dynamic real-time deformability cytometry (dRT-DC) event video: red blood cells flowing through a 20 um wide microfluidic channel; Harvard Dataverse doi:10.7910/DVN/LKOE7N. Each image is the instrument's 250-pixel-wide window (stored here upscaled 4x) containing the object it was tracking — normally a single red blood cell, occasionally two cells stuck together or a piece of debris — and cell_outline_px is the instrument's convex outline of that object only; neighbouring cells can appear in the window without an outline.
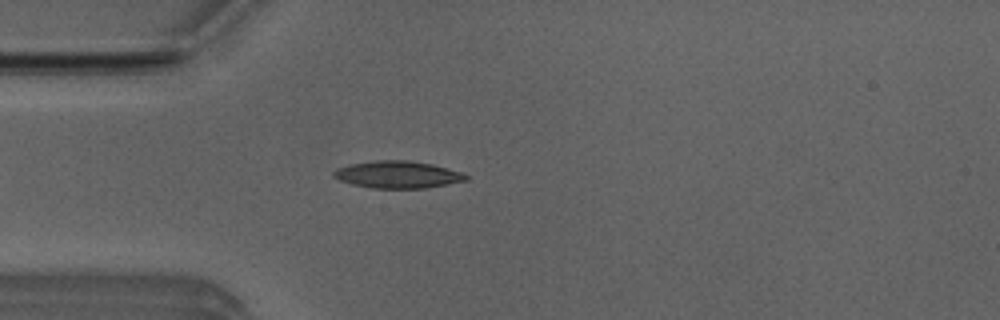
{"species": "Egyptian fruit bat (a non-hibernating species)", "species_latin": "Rousettus aegyptiacus", "temperature_condition": "room temperature", "stored_images_in_passage": 1, "camera_frame_rate_fps": 3000, "um_per_image_px": 0.085, "animal": {"sex": "male"}, "frame": {"image": 1, "passage_image": 1, "time_ms": 0.0, "image_size_px": [1000, 320], "cell_outline_px": [[468, 180], [424, 188], [372, 188], [352, 184], [340, 180], [332, 176], [332, 172], [336, 168], [348, 164], [376, 160], [408, 160], [432, 164], [460, 172], [468, 176]], "centroid_in_image_um": [33.75, 14.83], "position_along_channel_um": 51.3, "area_um2": 20.87}}